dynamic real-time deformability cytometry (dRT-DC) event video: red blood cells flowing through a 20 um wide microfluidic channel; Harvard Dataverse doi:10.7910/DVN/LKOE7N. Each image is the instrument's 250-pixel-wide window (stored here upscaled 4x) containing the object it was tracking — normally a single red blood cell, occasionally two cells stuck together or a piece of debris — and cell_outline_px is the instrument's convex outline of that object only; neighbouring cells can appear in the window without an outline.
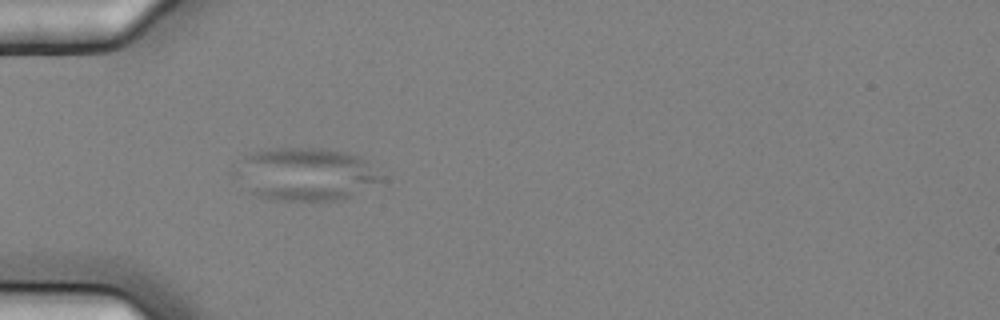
{"species": "common noctule bat (a hibernating species)", "species_latin": "Nyctalus noctula", "temperature_condition": "cold", "stored_images_in_passage": 4, "camera_frame_rate_fps": 3000, "um_per_image_px": 0.085, "animal": {"sex": "female", "body_mass_g": 25.1}, "frame": {"image": 1, "passage_image": 4, "time_ms": 1.0, "image_size_px": [1000, 320], "cell_outline_px": [[384, 180], [344, 200], [268, 200], [256, 196], [248, 192], [244, 164], [244, 160], [248, 156], [256, 152], [268, 148], [320, 148], [344, 152], [360, 156]], "centroid_in_image_um": [26.13, 14.82], "position_along_channel_um": 58.9, "area_um2": 43.23}}